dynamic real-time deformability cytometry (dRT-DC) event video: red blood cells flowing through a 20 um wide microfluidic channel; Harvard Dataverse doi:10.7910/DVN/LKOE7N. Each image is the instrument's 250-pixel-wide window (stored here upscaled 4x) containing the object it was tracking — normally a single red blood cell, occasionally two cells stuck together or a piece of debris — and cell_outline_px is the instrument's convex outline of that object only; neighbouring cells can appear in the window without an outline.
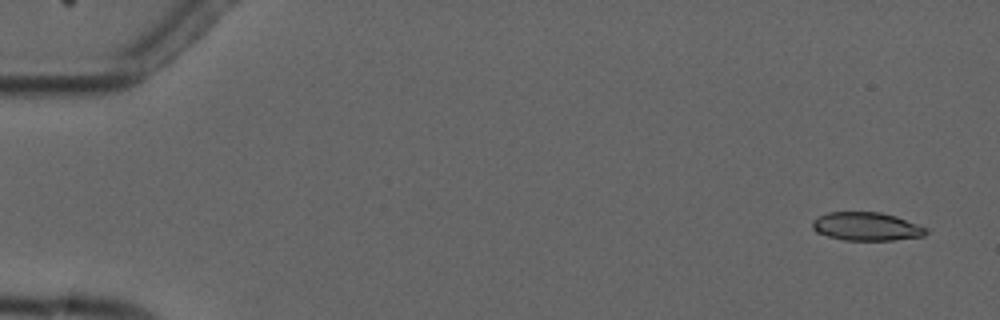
{"species": "common noctule bat (a hibernating species)", "species_latin": "Nyctalus noctula", "temperature_condition": "cold", "stored_images_in_passage": 4, "camera_frame_rate_fps": 3000, "um_per_image_px": 0.085, "animal": {"sex": "male", "forearm_length_mm": 52.5}, "frame": {"image": 1, "passage_image": 1, "time_ms": 0.0, "image_size_px": [1000, 320], "cell_outline_px": [[928, 232], [924, 236], [892, 240], [844, 240], [828, 236], [816, 232], [812, 228], [812, 220], [816, 216], [828, 212], [880, 212], [896, 216], [928, 228]], "centroid_in_image_um": [73.63, 19.24], "position_along_channel_um": 11.4, "area_um2": 18.9}}